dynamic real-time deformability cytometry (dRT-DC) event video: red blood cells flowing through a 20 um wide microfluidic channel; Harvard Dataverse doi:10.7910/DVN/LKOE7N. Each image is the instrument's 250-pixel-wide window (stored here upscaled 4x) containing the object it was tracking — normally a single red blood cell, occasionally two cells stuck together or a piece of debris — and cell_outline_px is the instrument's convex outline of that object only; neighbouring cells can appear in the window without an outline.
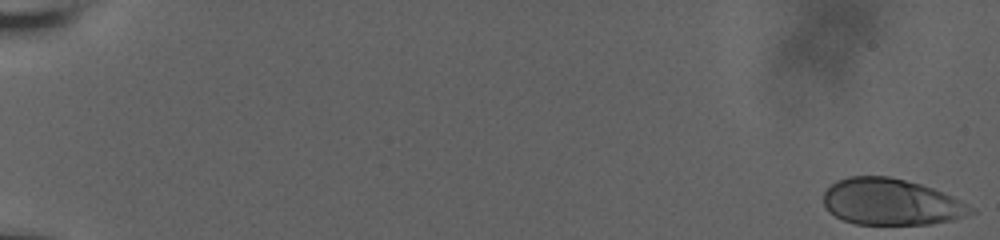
{"species": "human", "species_latin": "Homo sapiens", "temperature_condition": "room temperature", "stored_images_in_passage": 23, "camera_frame_rate_fps": 3000, "um_per_image_px": 0.085, "donor": {"sex": "male"}, "frame": {"image": 1, "passage_image": 1, "time_ms": 0.0, "image_size_px": [1000, 240], "cell_outline_px": [[976, 212], [952, 220], [928, 224], [856, 224], [844, 220], [828, 212], [824, 204], [824, 192], [836, 180], [848, 176], [888, 176], [920, 184], [932, 188], [952, 196], [960, 200], [972, 208]], "centroid_in_image_um": [75.71, 17.16], "position_along_channel_um": 9.3, "area_um2": 39.59}}
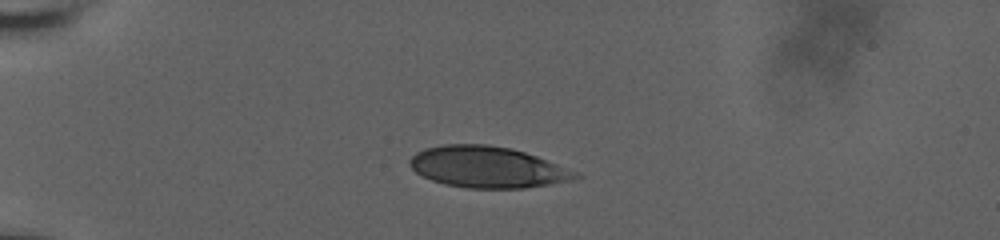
{"frame": {"image": 2, "passage_image": 22, "time_ms": 5.333, "image_size_px": [1000, 240], "cell_outline_px": [[584, 176], [572, 180], [524, 188], [468, 188], [444, 184], [432, 180], [416, 172], [408, 164], [408, 160], [416, 152], [424, 148], [444, 144], [488, 144], [512, 148], [536, 156]], "centroid_in_image_um": [41.37, 14.19], "position_along_channel_um": 43.6, "area_um2": 39.59}}